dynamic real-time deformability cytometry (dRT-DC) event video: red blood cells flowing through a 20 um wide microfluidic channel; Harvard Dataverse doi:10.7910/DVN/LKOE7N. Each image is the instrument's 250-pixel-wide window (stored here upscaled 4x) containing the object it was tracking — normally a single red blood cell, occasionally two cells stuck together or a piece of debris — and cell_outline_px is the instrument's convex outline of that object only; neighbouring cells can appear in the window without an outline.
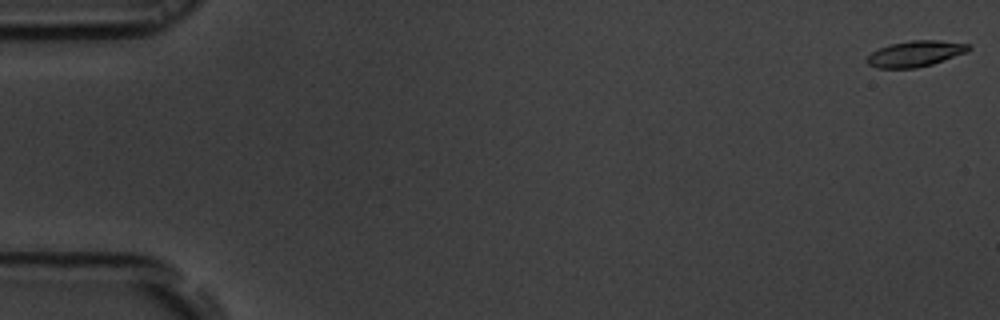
{"species": "common noctule bat (a hibernating species)", "species_latin": "Nyctalus noctula", "temperature_condition": "room temperature", "stored_images_in_passage": 56, "camera_frame_rate_fps": 3000, "um_per_image_px": 0.085, "animal": {"sex": "male", "body_mass_g": 19.5, "forearm_length_mm": 54.6}, "frame": {"image": 1, "passage_image": 1, "time_ms": 0.0, "image_size_px": [1000, 320], "cell_outline_px": [[972, 48], [968, 52], [932, 64], [916, 68], [880, 68], [868, 64], [864, 60], [872, 52], [888, 44], [912, 40], [940, 40], [968, 44]], "centroid_in_image_um": [77.81, 4.56], "position_along_channel_um": 7.2, "area_um2": 15.37}}
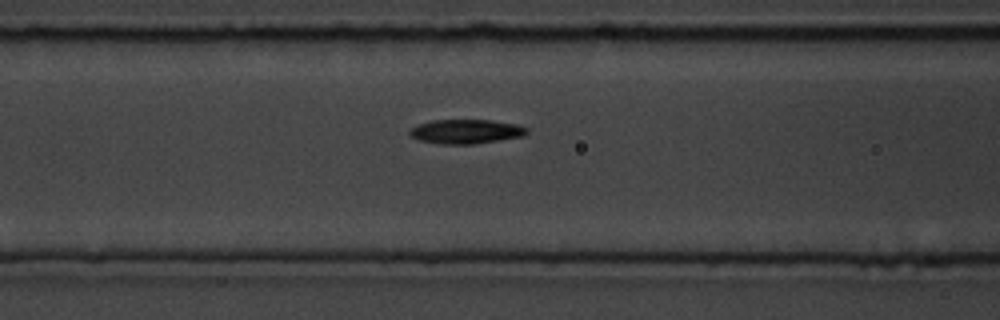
{"frame": {"image": 2, "passage_image": 23, "time_ms": 7.333, "image_size_px": [1000, 320], "cell_outline_px": [[528, 132], [524, 136], [500, 140], [472, 144], [440, 144], [420, 140], [412, 136], [408, 132], [412, 128], [420, 124], [432, 120], [492, 120], [516, 124], [528, 128]], "centroid_in_image_um": [39.65, 11.18], "position_along_channel_um": 127.0, "area_um2": 16.47}}
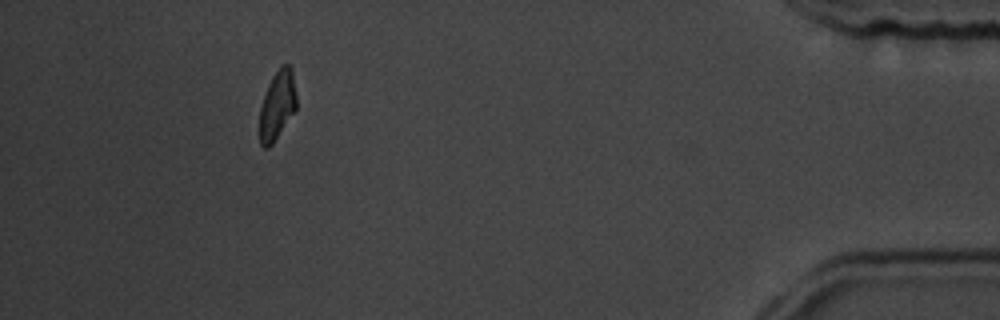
{"frame": {"image": 3, "passage_image": 51, "time_ms": 16.667, "image_size_px": [1000, 320], "cell_outline_px": [[296, 108], [272, 144], [268, 148], [264, 148], [260, 144], [260, 108], [268, 84], [272, 76], [280, 64], [288, 64], [292, 68], [296, 96]], "centroid_in_image_um": [23.56, 8.9], "position_along_channel_um": 411.6, "area_um2": 14.68}, "authors_computed_cell_mechanics": {"area_um2": 15.8372, "velocity_mm_per_s": 3.7042, "shape_relaxation_time_tau1_ms": 6.112, "shape_relaxation_time_tau2_ms": null, "deformation_change_tau1": 0.1748, "deformation_change_tau2": null}}